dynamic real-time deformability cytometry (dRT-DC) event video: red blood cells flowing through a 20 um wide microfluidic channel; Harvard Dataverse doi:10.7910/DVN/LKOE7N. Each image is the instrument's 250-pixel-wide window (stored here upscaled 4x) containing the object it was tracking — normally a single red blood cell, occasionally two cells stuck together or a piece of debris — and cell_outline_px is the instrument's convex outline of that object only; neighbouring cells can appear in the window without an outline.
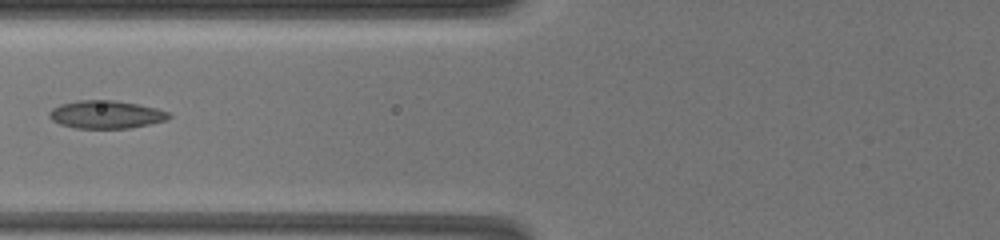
{"species": "common noctule bat (a hibernating species)", "species_latin": "Nyctalus noctula", "temperature_condition": "warm", "stored_images_in_passage": 40, "segment_of_instrument_passage": [2, 2], "camera_frame_rate_fps": 3000, "um_per_image_px": 0.085, "animal": {"sex": "female", "body_mass_g": 19.5, "forearm_length_mm": 54.1}, "frame": {"image": 1, "passage_image": 22, "time_ms": 9.333, "image_size_px": [1000, 240], "cell_outline_px": [[172, 116], [164, 120], [148, 124], [128, 128], [76, 128], [60, 124], [52, 120], [48, 116], [48, 112], [52, 108], [60, 104], [80, 100], [112, 100], [136, 104], [156, 108], [168, 112]], "centroid_in_image_um": [8.96, 9.73], "position_along_channel_um": 116.8, "area_um2": 19.25}}
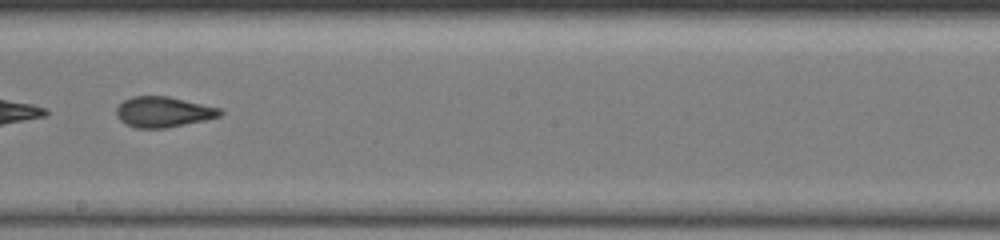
{"frame": {"image": 2, "passage_image": 27, "time_ms": 12.667, "image_size_px": [1000, 240], "cell_outline_px": [[224, 112], [220, 116], [204, 120], [164, 128], [136, 128], [124, 124], [116, 116], [116, 108], [124, 100], [132, 96], [168, 96], [220, 108]], "centroid_in_image_um": [13.85, 9.51], "position_along_channel_um": 234.3, "area_um2": 18.38}}
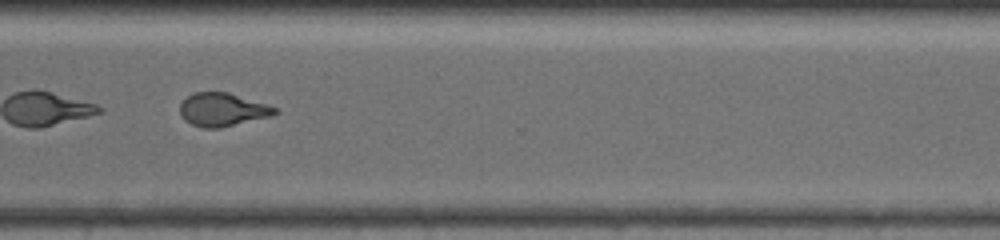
{"frame": {"image": 3, "passage_image": 35, "time_ms": 16.0, "image_size_px": [1000, 240], "cell_outline_px": [[280, 112], [272, 116], [220, 128], [204, 128], [192, 124], [184, 120], [180, 116], [180, 104], [192, 92], [228, 92], [276, 108]], "centroid_in_image_um": [18.89, 9.33], "position_along_channel_um": 351.7, "area_um2": 18.32}}